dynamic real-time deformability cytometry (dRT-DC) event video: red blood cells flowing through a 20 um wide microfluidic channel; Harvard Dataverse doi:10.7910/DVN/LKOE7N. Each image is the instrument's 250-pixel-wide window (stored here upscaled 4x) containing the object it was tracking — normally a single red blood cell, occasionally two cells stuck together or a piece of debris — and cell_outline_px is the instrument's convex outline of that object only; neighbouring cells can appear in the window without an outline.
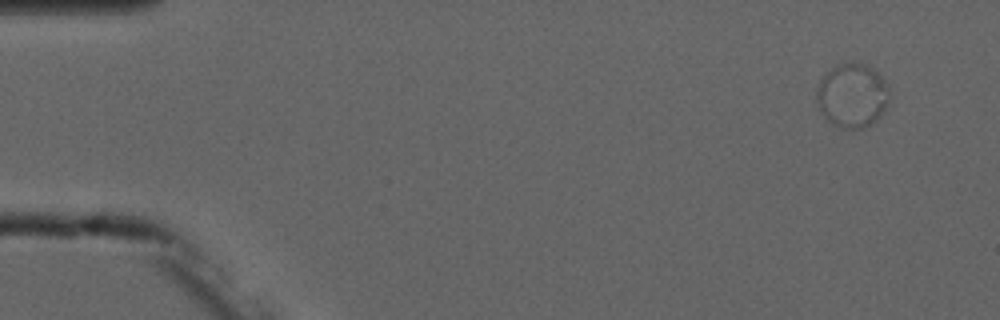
{"species": "common noctule bat (a hibernating species)", "species_latin": "Nyctalus noctula", "temperature_condition": "cold", "stored_images_in_passage": 4, "camera_frame_rate_fps": 3000, "um_per_image_px": 0.085, "animal": {"sex": "male", "forearm_length_mm": 52.5}, "frame": {"image": 1, "passage_image": 1, "time_ms": 0.0, "image_size_px": [1000, 320], "cell_outline_px": [[888, 104], [884, 112], [876, 120], [864, 128], [840, 128], [832, 124], [824, 116], [816, 100], [816, 88], [820, 80], [836, 64], [864, 64], [872, 68], [884, 80], [888, 88]], "centroid_in_image_um": [72.43, 8.14], "position_along_channel_um": 12.6, "area_um2": 26.88}}
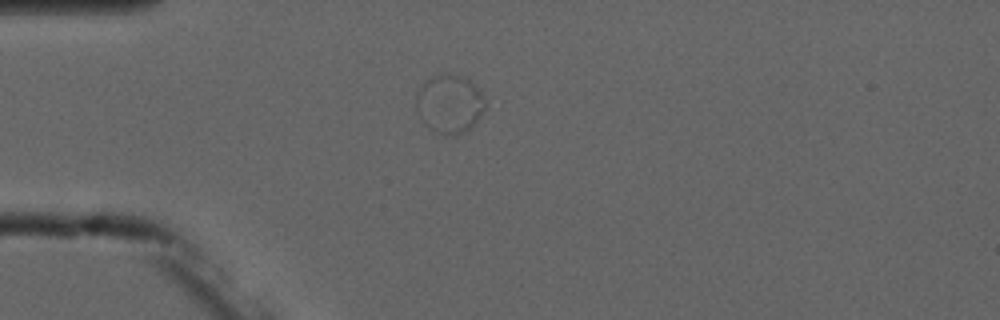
{"frame": {"image": 2, "passage_image": 4, "time_ms": 3.667, "image_size_px": [1000, 320], "cell_outline_px": [[488, 100], [480, 116], [468, 128], [460, 132], [444, 136], [436, 132], [424, 124], [420, 120], [416, 108], [416, 92], [420, 84], [424, 80], [440, 72], [448, 72], [464, 76]], "centroid_in_image_um": [38.15, 8.77], "position_along_channel_um": 46.8, "area_um2": 23.81}}